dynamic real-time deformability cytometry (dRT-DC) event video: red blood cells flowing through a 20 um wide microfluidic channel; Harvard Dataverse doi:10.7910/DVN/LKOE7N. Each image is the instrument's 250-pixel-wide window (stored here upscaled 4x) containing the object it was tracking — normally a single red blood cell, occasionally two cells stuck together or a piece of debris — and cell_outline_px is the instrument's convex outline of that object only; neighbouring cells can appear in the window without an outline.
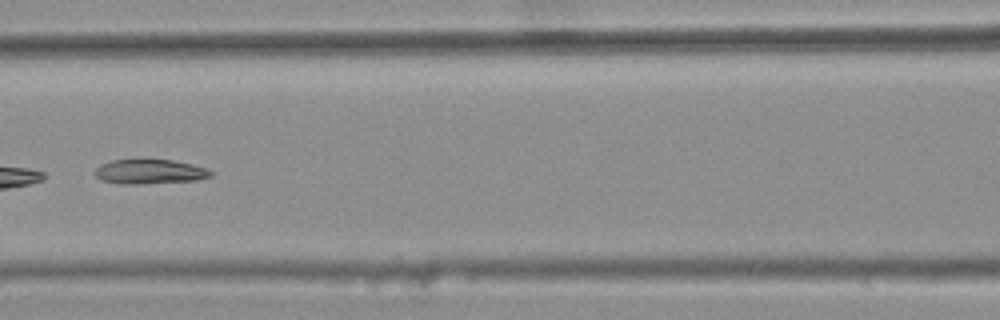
{"species": "common noctule bat (a hibernating species)", "species_latin": "Nyctalus noctula", "temperature_condition": "warm", "stored_images_in_passage": 7, "camera_frame_rate_fps": 3000, "um_per_image_px": 0.085, "animal": {"sex": "female", "body_mass_g": 25.1}, "frame": {"image": 1, "passage_image": 6, "time_ms": 1.667, "image_size_px": [1000, 320], "cell_outline_px": [[216, 172], [212, 176], [196, 180], [140, 184], [120, 184], [100, 180], [92, 172], [100, 164], [112, 160], [136, 156], [144, 156], [172, 160], [192, 164]], "centroid_in_image_um": [12.66, 14.54], "position_along_channel_um": 153.9, "area_um2": 17.63}}
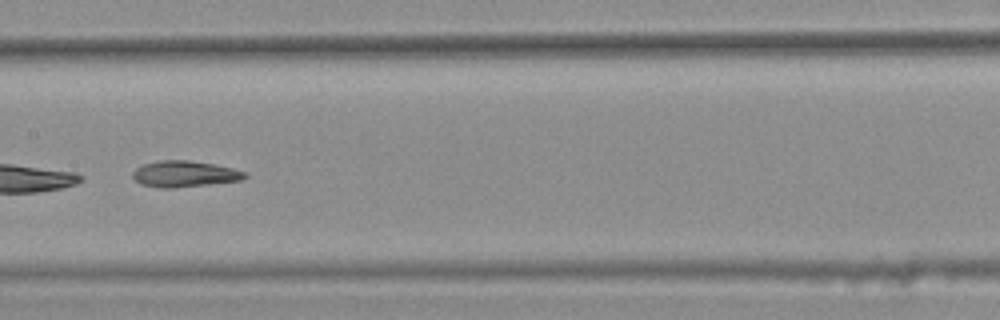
{"frame": {"image": 2, "passage_image": 7, "time_ms": 2.0, "image_size_px": [1000, 320], "cell_outline_px": [[248, 176], [240, 180], [172, 188], [160, 188], [140, 184], [132, 176], [132, 172], [136, 168], [144, 164], [160, 160], [188, 160], [212, 164], [232, 168], [244, 172]], "centroid_in_image_um": [15.63, 14.78], "position_along_channel_um": 191.8, "area_um2": 16.82}}